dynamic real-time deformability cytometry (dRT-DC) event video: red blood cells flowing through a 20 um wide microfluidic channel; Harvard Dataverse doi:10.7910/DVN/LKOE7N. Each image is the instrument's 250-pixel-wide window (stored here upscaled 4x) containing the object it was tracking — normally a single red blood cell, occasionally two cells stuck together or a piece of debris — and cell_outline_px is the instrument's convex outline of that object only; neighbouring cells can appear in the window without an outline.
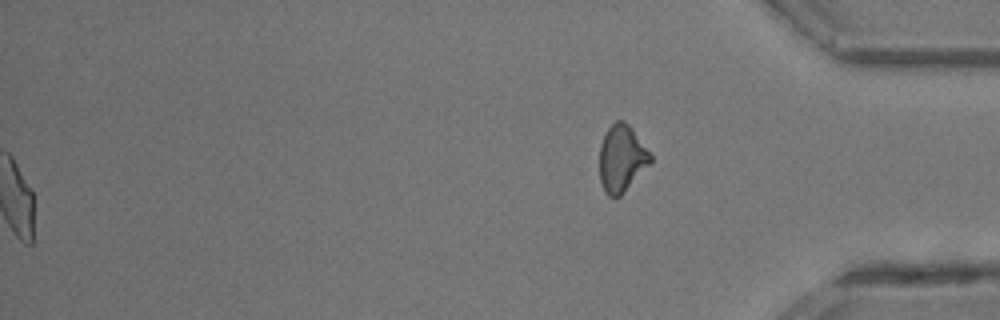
{"species": "common noctule bat (a hibernating species)", "species_latin": "Nyctalus noctula", "temperature_condition": "room temperature", "stored_images_in_passage": 36, "segment_of_instrument_passage": [2, 2], "camera_frame_rate_fps": 3000, "um_per_image_px": 0.085, "animal": {"sex": "male", "body_mass_g": 13.3}, "frame": {"image": 1, "passage_image": 36, "time_ms": 11.667, "image_size_px": [1000, 320], "cell_outline_px": [[652, 160], [620, 196], [608, 196], [604, 192], [600, 180], [600, 144], [604, 132], [616, 120], [624, 120], [632, 128], [652, 156]], "centroid_in_image_um": [52.81, 13.44], "position_along_channel_um": 382.4, "area_um2": 19.59}}